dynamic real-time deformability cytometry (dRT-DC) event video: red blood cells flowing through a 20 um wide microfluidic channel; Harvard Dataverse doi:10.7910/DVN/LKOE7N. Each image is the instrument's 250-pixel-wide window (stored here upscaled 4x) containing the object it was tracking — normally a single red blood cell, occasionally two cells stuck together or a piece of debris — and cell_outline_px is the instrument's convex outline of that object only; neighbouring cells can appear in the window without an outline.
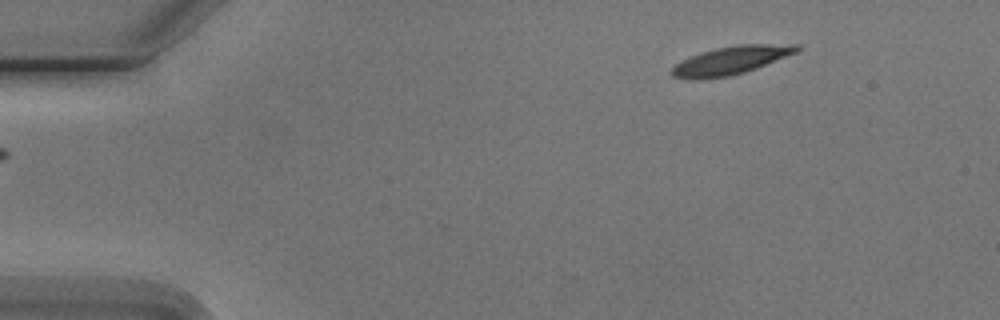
{"species": "Egyptian fruit bat (a non-hibernating species)", "species_latin": "Rousettus aegyptiacus", "temperature_condition": "cold", "stored_images_in_passage": 4, "camera_frame_rate_fps": 3000, "um_per_image_px": 0.085, "animal": {"sex": "male"}, "frame": {"image": 1, "passage_image": 1, "time_ms": 0.0, "image_size_px": [1000, 320], "cell_outline_px": [[800, 48], [796, 52], [756, 68], [732, 76], [696, 80], [692, 80], [672, 76], [668, 72], [680, 60], [700, 52], [716, 48], [736, 44], [800, 44]], "centroid_in_image_um": [62.06, 5.14], "position_along_channel_um": 22.9, "area_um2": 20.69}}